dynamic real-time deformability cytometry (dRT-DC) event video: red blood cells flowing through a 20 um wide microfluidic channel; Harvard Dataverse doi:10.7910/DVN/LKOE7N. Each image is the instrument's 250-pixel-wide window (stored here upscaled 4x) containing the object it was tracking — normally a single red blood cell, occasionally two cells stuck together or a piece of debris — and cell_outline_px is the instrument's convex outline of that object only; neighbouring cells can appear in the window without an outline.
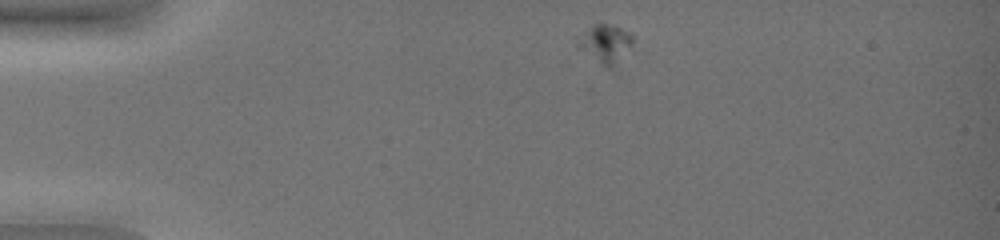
{"species": "common noctule bat (a hibernating species)", "species_latin": "Nyctalus noctula", "temperature_condition": "warm", "stored_images_in_passage": 42, "camera_frame_rate_fps": 3000, "um_per_image_px": 0.085, "animal": {"sex": "female", "body_mass_g": 19.0, "forearm_length_mm": 51.5}, "frame": {"image": 1, "passage_image": 1, "time_ms": 0.0, "image_size_px": [1000, 240], "cell_outline_px": [[632, 40], [612, 64], [608, 68], [576, 48], [576, 40], [592, 24], [608, 24], [620, 28], [628, 32], [632, 36]], "centroid_in_image_um": [51.31, 3.65], "position_along_channel_um": 33.7, "area_um2": 11.39}}